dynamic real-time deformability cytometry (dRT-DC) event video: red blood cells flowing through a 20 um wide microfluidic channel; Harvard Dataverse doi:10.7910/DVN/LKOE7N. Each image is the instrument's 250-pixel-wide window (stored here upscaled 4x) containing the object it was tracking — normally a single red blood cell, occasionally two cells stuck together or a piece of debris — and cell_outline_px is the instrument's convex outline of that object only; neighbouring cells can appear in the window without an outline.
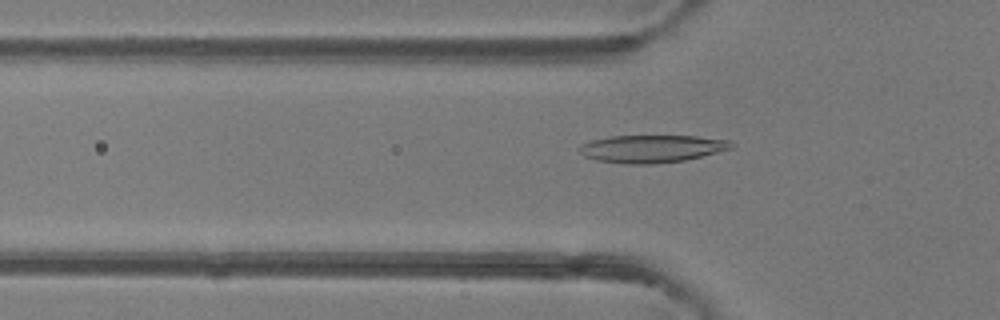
{"species": "common noctule bat (a hibernating species)", "species_latin": "Nyctalus noctula", "temperature_condition": "room temperature", "stored_images_in_passage": 49, "camera_frame_rate_fps": 3000, "um_per_image_px": 0.085, "animal": {"sex": "female"}, "frame": {"image": 1, "passage_image": 16, "time_ms": 5.0, "image_size_px": [1000, 320], "cell_outline_px": [[736, 144], [732, 148], [684, 160], [656, 164], [624, 164], [596, 160], [584, 156], [576, 148], [580, 144], [592, 140], [612, 136], [696, 136], [728, 140]], "centroid_in_image_um": [55.36, 12.64], "position_along_channel_um": 70.4, "area_um2": 24.45}}
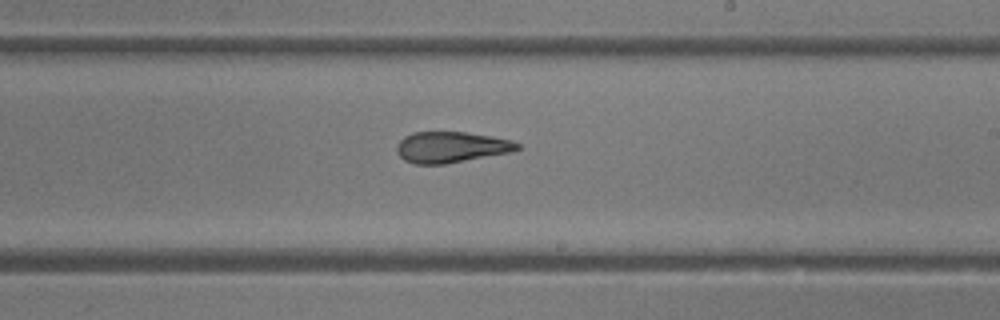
{"frame": {"image": 2, "passage_image": 29, "time_ms": 9.333, "image_size_px": [1000, 320], "cell_outline_px": [[520, 148], [512, 152], [444, 164], [416, 164], [404, 160], [396, 152], [396, 144], [404, 136], [412, 132], [464, 132], [492, 136], [512, 140], [520, 144]], "centroid_in_image_um": [38.33, 12.5], "position_along_channel_um": 250.7, "area_um2": 21.85}}
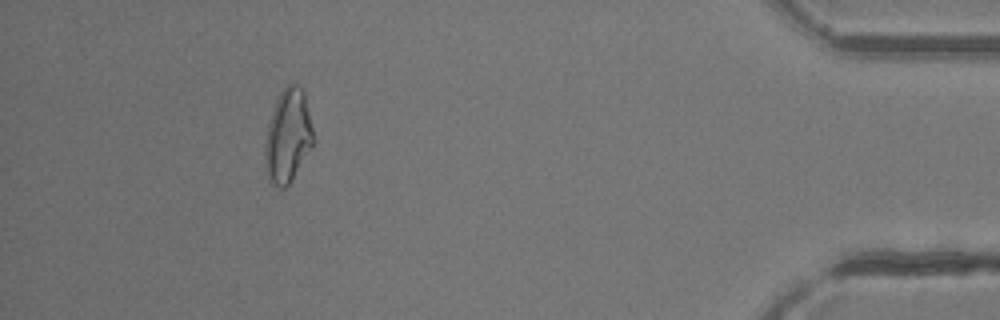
{"frame": {"image": 3, "passage_image": 45, "time_ms": 14.667, "image_size_px": [1000, 320], "cell_outline_px": [[316, 140], [292, 180], [284, 188], [280, 188], [272, 184], [268, 180], [264, 156], [264, 148], [268, 124], [276, 100], [280, 92], [288, 84], [296, 84], [304, 92]], "centroid_in_image_um": [24.48, 11.58], "position_along_channel_um": 410.7, "area_um2": 26.41}, "authors_computed_cell_mechanics": {"area_um2": 23.9292, "velocity_mm_per_s": 4.1333, "shape_relaxation_time_tau1_ms": null, "shape_relaxation_time_tau2_ms": 1.5987, "deformation_change_tau1": null, "deformation_change_tau2": 0.0774}}